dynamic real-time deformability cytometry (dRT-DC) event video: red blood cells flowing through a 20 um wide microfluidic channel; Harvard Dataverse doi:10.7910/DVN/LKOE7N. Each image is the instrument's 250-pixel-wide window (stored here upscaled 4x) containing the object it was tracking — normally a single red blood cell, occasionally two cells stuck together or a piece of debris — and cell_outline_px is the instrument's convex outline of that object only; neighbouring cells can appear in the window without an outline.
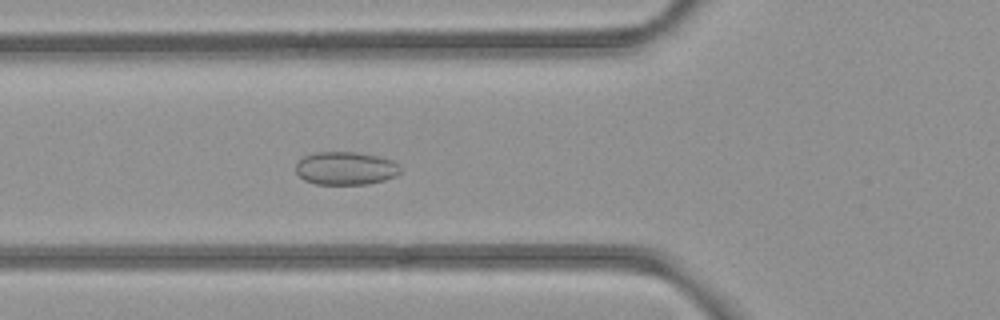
{"species": "common noctule bat (a hibernating species)", "species_latin": "Nyctalus noctula", "temperature_condition": "room temperature", "stored_images_in_passage": 50, "camera_frame_rate_fps": 3000, "um_per_image_px": 0.085, "animal": {"sex": "female", "body_mass_g": 21.9}, "frame": {"image": 1, "passage_image": 17, "time_ms": 5.333, "image_size_px": [1000, 320], "cell_outline_px": [[400, 172], [396, 176], [384, 180], [368, 184], [316, 184], [304, 180], [296, 172], [296, 164], [304, 156], [316, 152], [356, 152], [380, 156], [392, 160], [400, 164]], "centroid_in_image_um": [29.41, 14.3], "position_along_channel_um": 96.4, "area_um2": 20.29}}
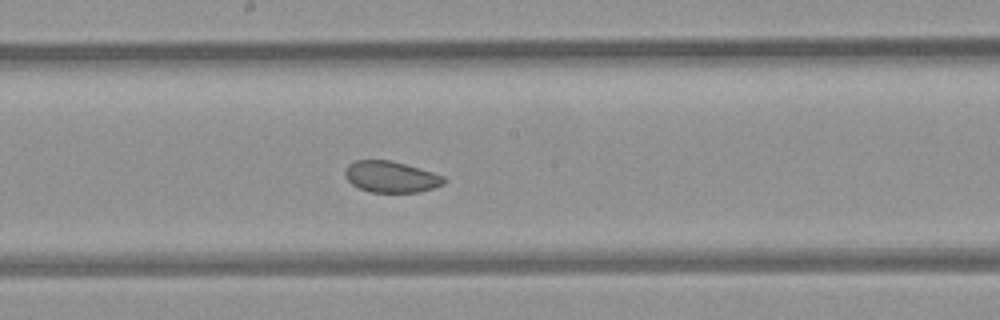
{"frame": {"image": 2, "passage_image": 26, "time_ms": 8.333, "image_size_px": [1000, 320], "cell_outline_px": [[448, 180], [444, 184], [420, 192], [368, 192], [352, 184], [344, 176], [344, 172], [348, 164], [356, 160], [392, 160], [432, 172], [444, 176]], "centroid_in_image_um": [33.23, 15.03], "position_along_channel_um": 215.0, "area_um2": 18.09}}
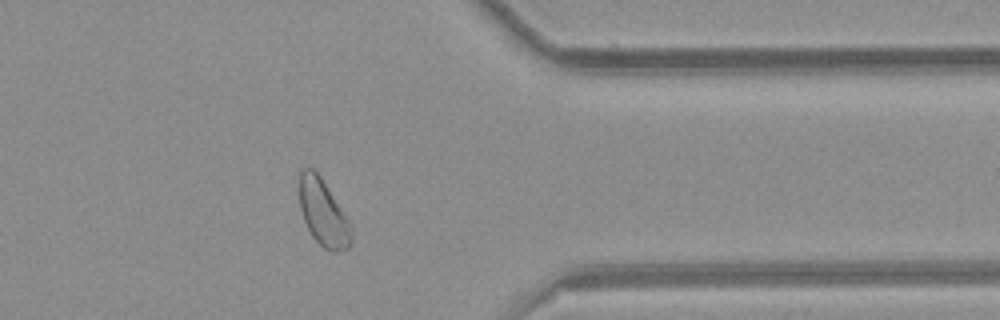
{"frame": {"image": 3, "passage_image": 40, "time_ms": 13.0, "image_size_px": [1000, 320], "cell_outline_px": [[352, 244], [348, 248], [336, 252], [332, 252], [324, 248], [312, 236], [304, 220], [300, 208], [300, 172], [304, 164], [312, 168], [320, 176], [352, 224]], "centroid_in_image_um": [27.5, 18.09], "position_along_channel_um": 383.9, "area_um2": 20.23}}